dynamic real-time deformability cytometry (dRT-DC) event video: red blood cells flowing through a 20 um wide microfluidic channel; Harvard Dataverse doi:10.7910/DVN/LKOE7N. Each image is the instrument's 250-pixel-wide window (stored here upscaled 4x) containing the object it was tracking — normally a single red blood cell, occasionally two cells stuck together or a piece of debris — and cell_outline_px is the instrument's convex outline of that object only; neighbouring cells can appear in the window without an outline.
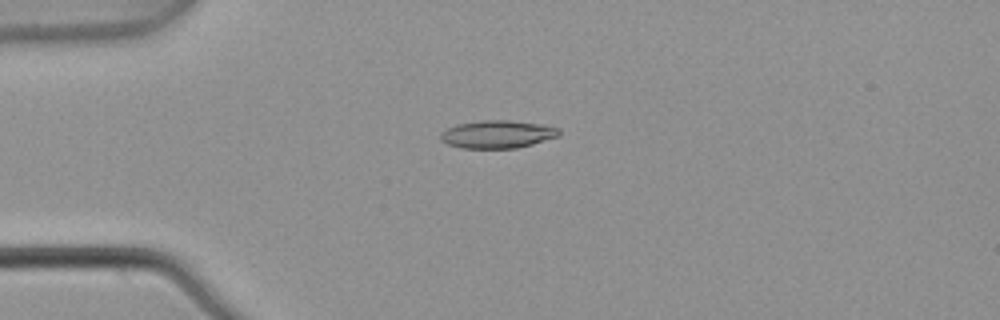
{"species": "common noctule bat (a hibernating species)", "species_latin": "Nyctalus noctula", "temperature_condition": "warm", "stored_images_in_passage": 4, "camera_frame_rate_fps": 3000, "um_per_image_px": 0.085, "animal": {"sex": "male", "body_mass_g": 21.5, "forearm_length_mm": 52.0}, "frame": {"image": 1, "passage_image": 3, "time_ms": 0.667, "image_size_px": [1000, 320], "cell_outline_px": [[560, 136], [532, 144], [516, 148], [460, 148], [448, 144], [440, 140], [440, 132], [456, 124], [480, 120], [508, 120], [544, 124], [560, 128]], "centroid_in_image_um": [42.29, 11.4], "position_along_channel_um": 42.7, "area_um2": 19.42}}